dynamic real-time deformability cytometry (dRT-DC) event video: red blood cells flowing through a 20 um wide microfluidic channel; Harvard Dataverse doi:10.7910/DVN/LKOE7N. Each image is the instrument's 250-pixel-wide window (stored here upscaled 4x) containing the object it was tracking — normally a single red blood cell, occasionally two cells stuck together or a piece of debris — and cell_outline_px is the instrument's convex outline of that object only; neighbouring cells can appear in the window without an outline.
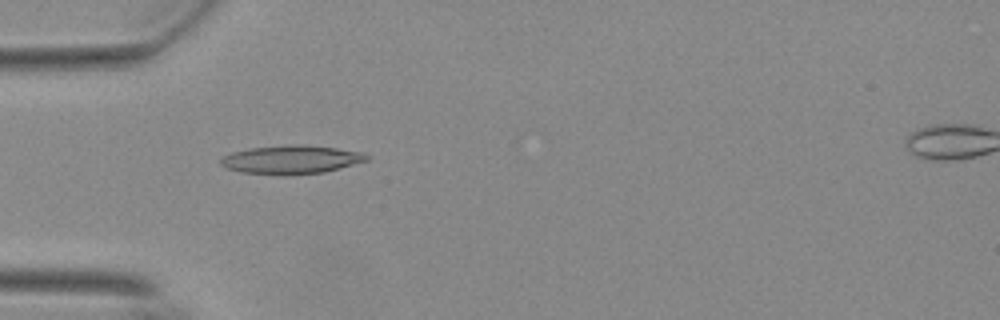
{"species": "Egyptian fruit bat (a non-hibernating species)", "species_latin": "Rousettus aegyptiacus", "temperature_condition": "warm", "stored_images_in_passage": 43, "camera_frame_rate_fps": 3000, "um_per_image_px": 0.085, "animal": {"sex": "female"}, "frame": {"image": 1, "passage_image": 17, "time_ms": 5.333, "image_size_px": [1000, 320], "cell_outline_px": [[368, 160], [324, 172], [288, 176], [240, 172], [228, 168], [220, 164], [220, 160], [224, 156], [232, 152], [248, 148], [288, 144], [300, 144], [336, 148], [364, 152], [368, 156]], "centroid_in_image_um": [24.74, 13.56], "position_along_channel_um": 60.3, "area_um2": 24.45}}
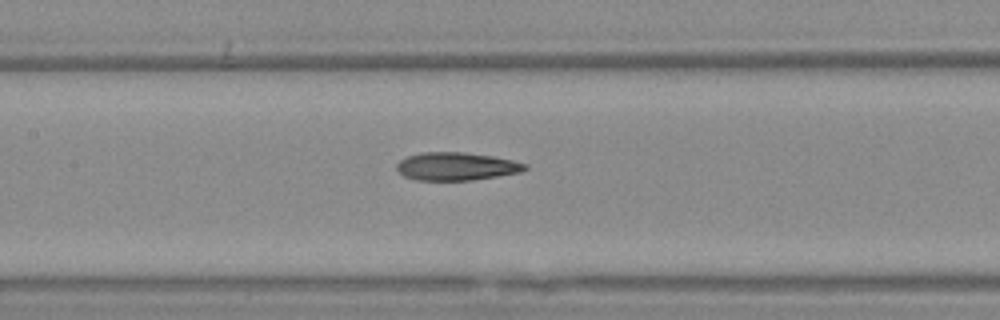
{"frame": {"image": 2, "passage_image": 26, "time_ms": 8.333, "image_size_px": [1000, 320], "cell_outline_px": [[528, 168], [520, 172], [472, 180], [416, 180], [404, 176], [396, 168], [396, 164], [400, 160], [408, 156], [420, 152], [464, 152], [492, 156], [512, 160], [528, 164]], "centroid_in_image_um": [38.78, 14.13], "position_along_channel_um": 168.6, "area_um2": 20.87}}
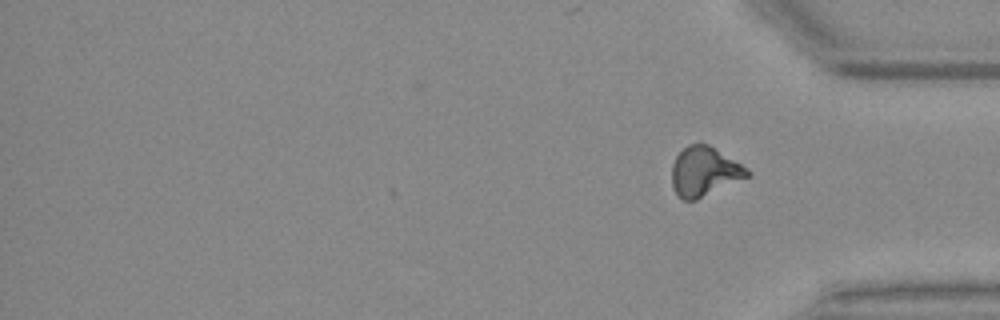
{"frame": {"image": 3, "passage_image": 43, "time_ms": 14.0, "image_size_px": [1000, 320], "cell_outline_px": [[752, 176], [696, 200], [684, 200], [672, 188], [672, 164], [676, 156], [688, 144], [700, 140], [708, 144], [740, 164], [752, 172]], "centroid_in_image_um": [59.88, 14.57], "position_along_channel_um": 375.3, "area_um2": 21.91}, "authors_computed_cell_mechanics": {"area_um2": 21.5594, "velocity_mm_per_s": 3.7183, "shape_relaxation_time_tau1_ms": 7.2227, "shape_relaxation_time_tau2_ms": 1.9511, "deformation_change_tau1": 0.2192, "deformation_change_tau2": 0.1018}}